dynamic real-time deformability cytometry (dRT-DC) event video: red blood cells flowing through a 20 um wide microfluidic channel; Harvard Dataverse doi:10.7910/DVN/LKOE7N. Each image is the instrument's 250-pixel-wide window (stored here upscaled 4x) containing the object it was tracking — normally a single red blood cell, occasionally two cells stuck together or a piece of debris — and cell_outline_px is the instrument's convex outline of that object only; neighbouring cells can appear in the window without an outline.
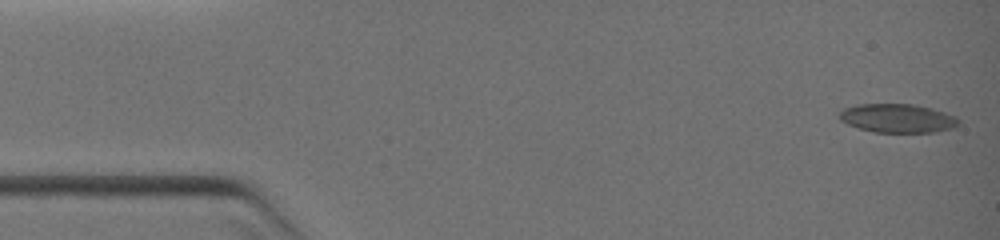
{"species": "common noctule bat (a hibernating species)", "species_latin": "Nyctalus noctula", "temperature_condition": "warm", "stored_images_in_passage": 5, "camera_frame_rate_fps": 3000, "um_per_image_px": 0.085, "animal": {"sex": "female", "body_mass_g": 19.0, "forearm_length_mm": 51.5}, "frame": {"image": 1, "passage_image": 1, "time_ms": 0.0, "image_size_px": [1000, 240], "cell_outline_px": [[960, 124], [952, 128], [936, 132], [872, 132], [848, 124], [840, 120], [840, 112], [844, 108], [856, 104], [916, 104], [944, 112], [956, 116], [960, 120]], "centroid_in_image_um": [76.32, 10.05], "position_along_channel_um": 8.7, "area_um2": 20.0}}
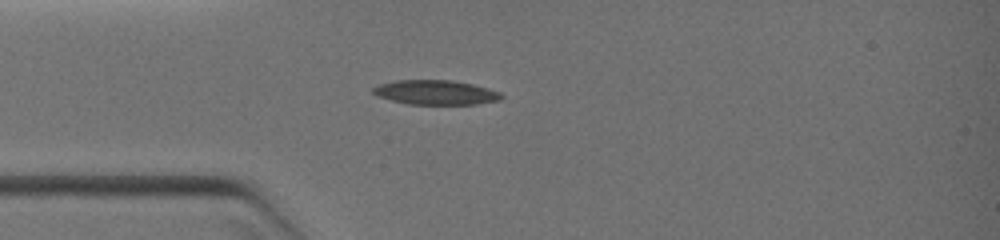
{"frame": {"image": 2, "passage_image": 5, "time_ms": 3.0, "image_size_px": [1000, 240], "cell_outline_px": [[504, 96], [500, 100], [476, 104], [408, 104], [376, 96], [372, 92], [372, 88], [380, 84], [396, 80], [452, 80], [472, 84], [488, 88], [500, 92]], "centroid_in_image_um": [37.03, 7.85], "position_along_channel_um": 48.0, "area_um2": 18.32}}